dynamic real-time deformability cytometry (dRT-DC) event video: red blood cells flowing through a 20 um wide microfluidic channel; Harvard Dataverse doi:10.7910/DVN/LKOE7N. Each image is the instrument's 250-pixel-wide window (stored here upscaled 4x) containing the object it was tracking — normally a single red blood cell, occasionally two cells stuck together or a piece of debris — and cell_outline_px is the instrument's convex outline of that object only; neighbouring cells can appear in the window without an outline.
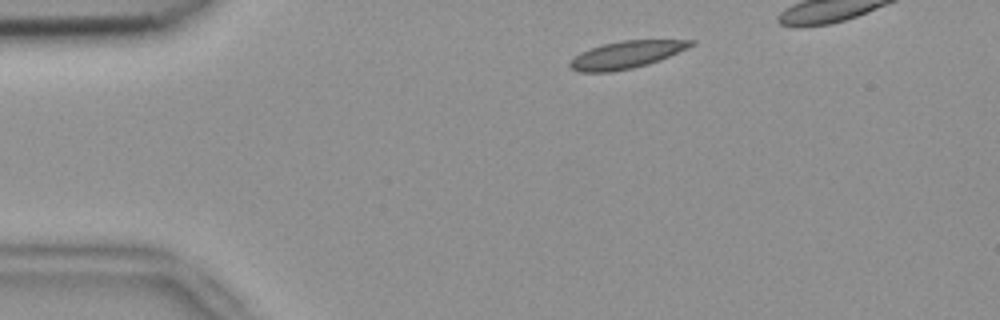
{"species": "common noctule bat (a hibernating species)", "species_latin": "Nyctalus noctula", "temperature_condition": "room temperature", "stored_images_in_passage": 4, "camera_frame_rate_fps": 3000, "um_per_image_px": 0.085, "animal": {"sex": "female", "body_mass_g": 18.4}, "frame": {"image": 1, "passage_image": 1, "time_ms": 0.0, "image_size_px": [1000, 320], "cell_outline_px": [[696, 44], [688, 48], [660, 60], [648, 64], [632, 68], [612, 72], [580, 72], [572, 68], [568, 64], [580, 52], [604, 44], [624, 40], [696, 40]], "centroid_in_image_um": [53.28, 4.65], "position_along_channel_um": 31.7, "area_um2": 19.07}}